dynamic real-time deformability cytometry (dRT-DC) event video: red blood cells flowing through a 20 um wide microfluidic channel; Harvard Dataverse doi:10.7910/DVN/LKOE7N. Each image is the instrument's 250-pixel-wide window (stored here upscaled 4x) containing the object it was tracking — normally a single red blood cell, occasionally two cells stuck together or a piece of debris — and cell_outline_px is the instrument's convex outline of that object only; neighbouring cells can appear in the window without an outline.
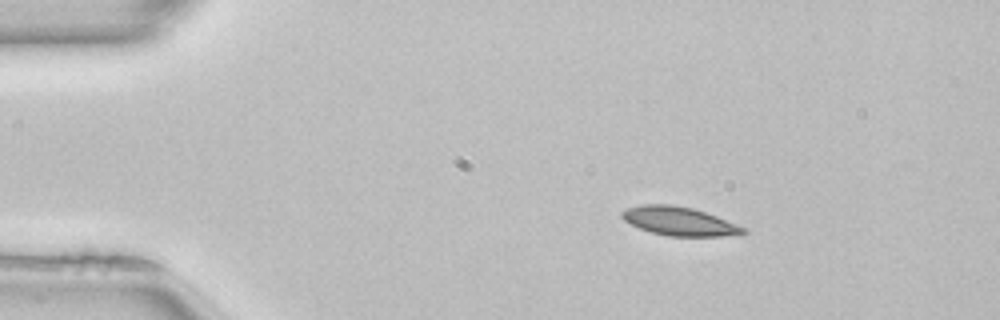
{"species": "common noctule bat (a hibernating species)", "species_latin": "Nyctalus noctula", "temperature_condition": "room temperature", "stored_images_in_passage": 43, "camera_frame_rate_fps": 3000, "um_per_image_px": 0.085, "animal": {"sex": "female", "body_mass_g": 22.7, "forearm_length_mm": 54.2}, "frame": {"image": 1, "passage_image": 1, "time_ms": 0.0, "image_size_px": [1000, 320], "cell_outline_px": [[748, 232], [740, 236], [668, 236], [652, 232], [640, 228], [624, 220], [620, 216], [620, 212], [628, 208], [640, 204], [672, 204], [692, 208], [716, 216], [736, 224], [744, 228]], "centroid_in_image_um": [57.75, 18.81], "position_along_channel_um": 27.3, "area_um2": 20.29}}
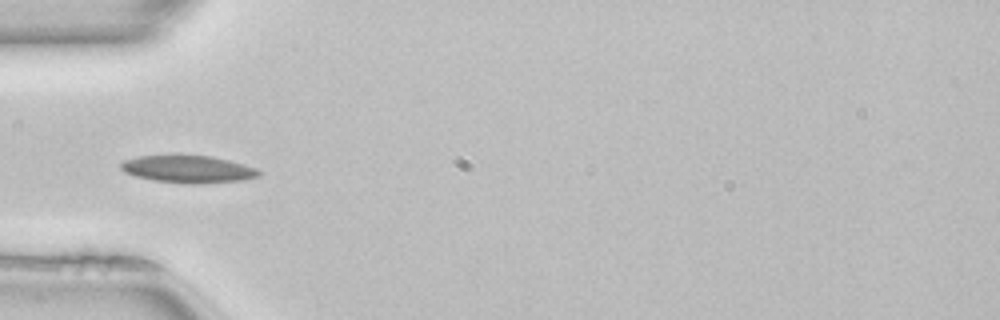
{"frame": {"image": 2, "passage_image": 9, "time_ms": 2.667, "image_size_px": [1000, 320], "cell_outline_px": [[260, 176], [244, 180], [200, 184], [152, 180], [136, 176], [124, 172], [120, 168], [120, 164], [124, 160], [136, 156], [212, 156], [244, 164], [256, 168], [260, 172]], "centroid_in_image_um": [16.0, 14.38], "position_along_channel_um": 69.0, "area_um2": 21.79}}
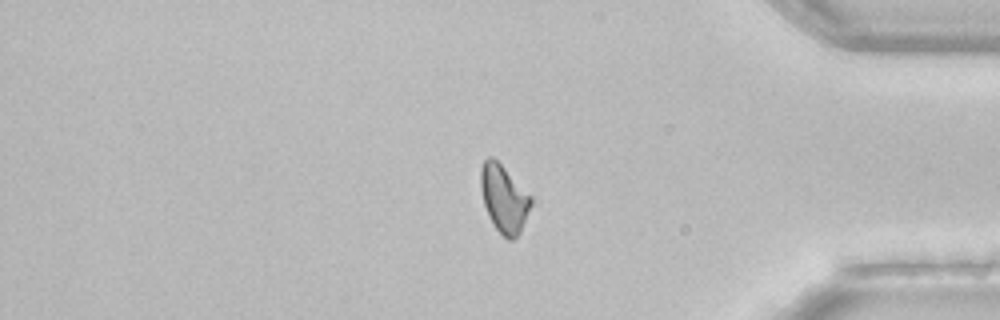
{"frame": {"image": 3, "passage_image": 35, "time_ms": 11.333, "image_size_px": [1000, 320], "cell_outline_px": [[532, 204], [520, 232], [512, 240], [508, 240], [492, 224], [488, 216], [484, 204], [480, 188], [480, 168], [484, 160], [488, 156], [492, 156], [532, 196]], "centroid_in_image_um": [42.82, 16.88], "position_along_channel_um": 392.4, "area_um2": 19.71}}